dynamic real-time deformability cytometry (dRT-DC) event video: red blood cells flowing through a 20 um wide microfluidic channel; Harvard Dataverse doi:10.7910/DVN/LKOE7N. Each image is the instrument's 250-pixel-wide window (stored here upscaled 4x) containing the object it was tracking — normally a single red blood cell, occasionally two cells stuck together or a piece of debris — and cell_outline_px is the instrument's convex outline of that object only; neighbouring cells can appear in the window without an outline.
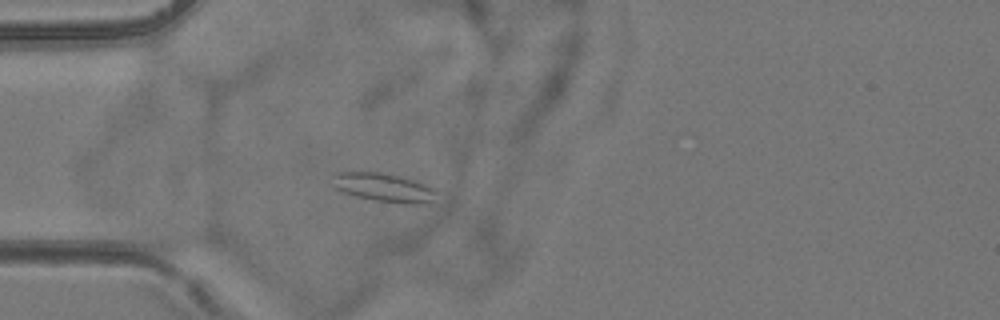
{"species": "common noctule bat (a hibernating species)", "species_latin": "Nyctalus noctula", "temperature_condition": "room temperature", "stored_images_in_passage": 5, "camera_frame_rate_fps": 3000, "um_per_image_px": 0.085, "animal": {"sex": "female", "body_mass_g": 24.6, "forearm_length_mm": 56.2}, "frame": {"image": 1, "passage_image": 5, "time_ms": 4.667, "image_size_px": [1000, 320], "cell_outline_px": [[436, 192], [428, 200], [420, 204], [404, 204], [376, 200], [356, 196], [344, 192], [336, 188], [332, 184], [332, 172], [388, 172], [416, 180], [428, 184], [436, 188]], "centroid_in_image_um": [32.59, 15.9], "position_along_channel_um": 52.4, "area_um2": 17.51}}